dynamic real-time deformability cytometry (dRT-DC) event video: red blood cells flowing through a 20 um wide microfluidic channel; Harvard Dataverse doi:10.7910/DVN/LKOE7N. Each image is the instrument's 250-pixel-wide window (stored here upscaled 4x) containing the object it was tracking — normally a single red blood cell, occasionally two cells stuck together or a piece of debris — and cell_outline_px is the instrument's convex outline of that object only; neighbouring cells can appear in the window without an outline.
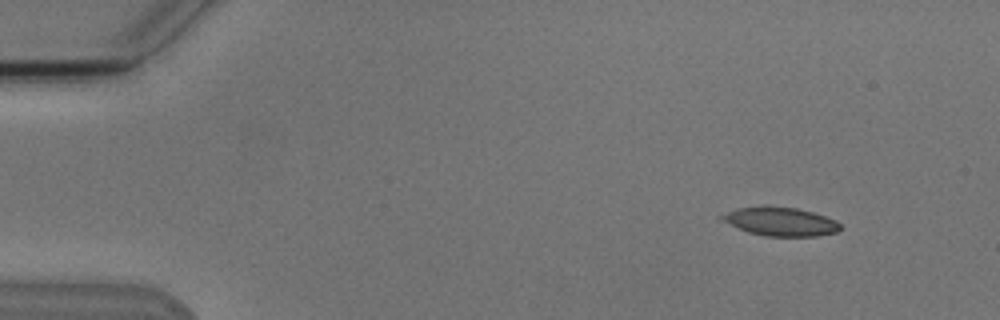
{"species": "Egyptian fruit bat (a non-hibernating species)", "species_latin": "Rousettus aegyptiacus", "temperature_condition": "cold", "stored_images_in_passage": 4, "camera_frame_rate_fps": 3000, "um_per_image_px": 0.085, "animal": {"sex": "male"}, "frame": {"image": 1, "passage_image": 1, "time_ms": 0.0, "image_size_px": [1000, 320], "cell_outline_px": [[840, 228], [836, 232], [816, 236], [764, 236], [748, 232], [716, 216], [736, 208], [764, 204], [796, 208], [812, 212], [836, 220], [840, 224]], "centroid_in_image_um": [66.31, 18.8], "position_along_channel_um": 18.7, "area_um2": 19.88}}
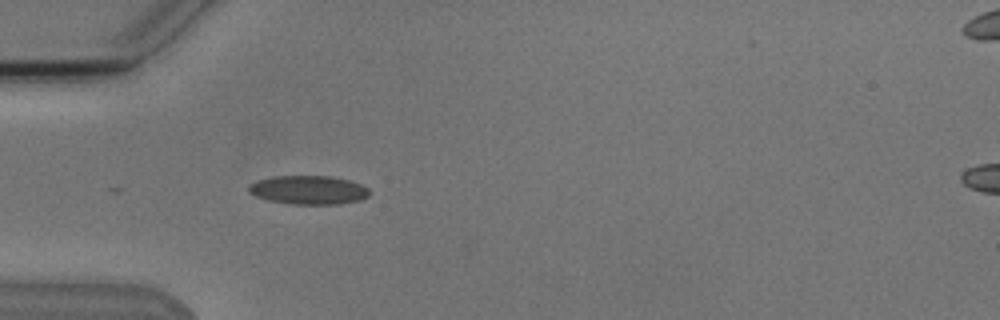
{"frame": {"image": 2, "passage_image": 4, "time_ms": 3.667, "image_size_px": [1000, 320], "cell_outline_px": [[368, 196], [360, 200], [340, 204], [292, 204], [268, 200], [256, 196], [248, 192], [248, 184], [256, 180], [272, 176], [328, 176], [348, 180], [360, 184], [368, 188]], "centroid_in_image_um": [26.18, 16.14], "position_along_channel_um": 58.8, "area_um2": 20.23}}